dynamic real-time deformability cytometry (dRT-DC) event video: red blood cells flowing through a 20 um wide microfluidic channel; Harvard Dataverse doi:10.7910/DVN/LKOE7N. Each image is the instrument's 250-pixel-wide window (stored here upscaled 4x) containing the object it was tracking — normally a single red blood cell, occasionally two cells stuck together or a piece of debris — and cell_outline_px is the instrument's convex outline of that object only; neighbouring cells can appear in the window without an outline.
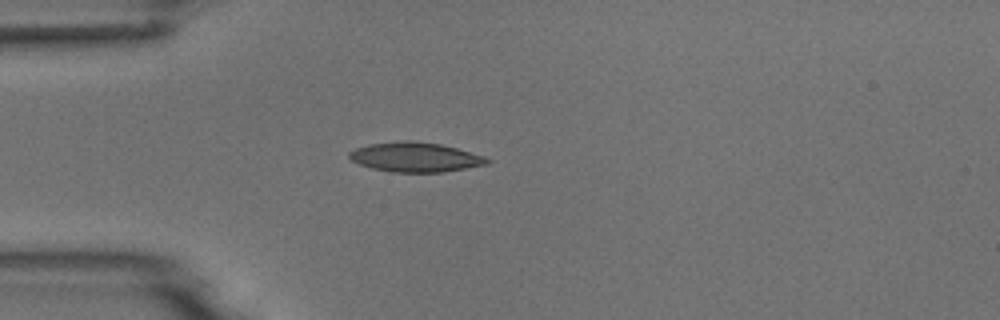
{"species": "common noctule bat (a hibernating species)", "species_latin": "Nyctalus noctula", "temperature_condition": "room temperature", "stored_images_in_passage": 3, "camera_frame_rate_fps": 3000, "um_per_image_px": 0.085, "animal": {"sex": "male", "body_mass_g": 18.8}, "frame": {"image": 1, "passage_image": 3, "time_ms": 2.333, "image_size_px": [1000, 320], "cell_outline_px": [[492, 160], [488, 164], [444, 172], [392, 172], [372, 168], [360, 164], [352, 160], [348, 156], [348, 152], [356, 148], [368, 144], [408, 140], [412, 140], [440, 144], [456, 148], [484, 156]], "centroid_in_image_um": [35.3, 13.35], "position_along_channel_um": 49.7, "area_um2": 23.7}}